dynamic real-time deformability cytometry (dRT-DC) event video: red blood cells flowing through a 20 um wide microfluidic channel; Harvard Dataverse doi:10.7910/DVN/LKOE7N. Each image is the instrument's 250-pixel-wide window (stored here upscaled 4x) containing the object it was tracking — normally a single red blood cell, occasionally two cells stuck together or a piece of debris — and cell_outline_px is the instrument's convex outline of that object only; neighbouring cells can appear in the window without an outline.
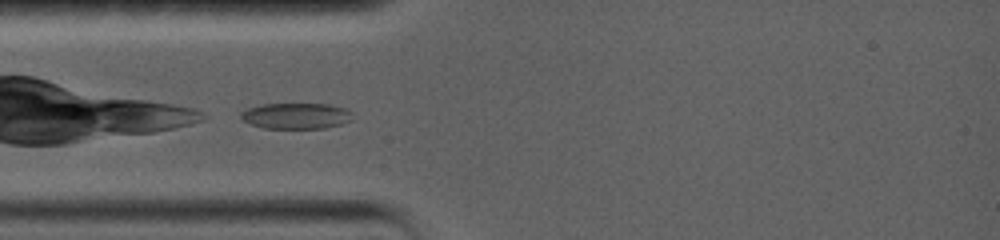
{"species": "common noctule bat (a hibernating species)", "species_latin": "Nyctalus noctula", "temperature_condition": "warm", "stored_images_in_passage": 10, "camera_frame_rate_fps": 5000, "um_per_image_px": 0.085, "animal": {"sex": "female", "body_mass_g": 19.0, "forearm_length_mm": 56.7}, "frame": {"image": 1, "passage_image": 2, "time_ms": 0.4, "image_size_px": [1000, 240], "cell_outline_px": [[352, 120], [340, 124], [324, 128], [264, 128], [240, 120], [240, 112], [248, 108], [260, 104], [328, 104], [344, 108], [352, 112]], "centroid_in_image_um": [25.14, 9.84], "position_along_channel_um": 59.9, "area_um2": 16.88}}
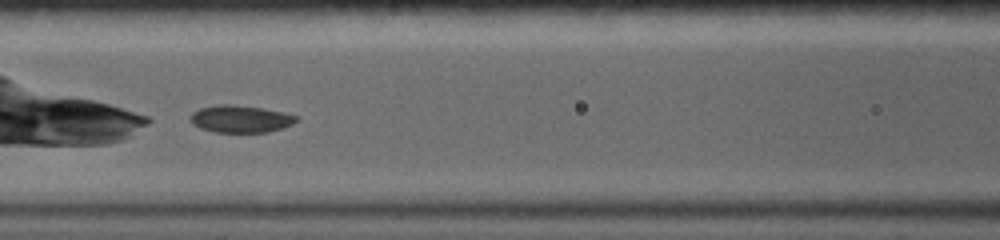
{"frame": {"image": 2, "passage_image": 6, "time_ms": 2.8, "image_size_px": [1000, 240], "cell_outline_px": [[300, 120], [284, 128], [268, 132], [216, 132], [200, 128], [192, 124], [188, 116], [192, 112], [200, 108], [216, 104], [232, 104], [264, 108], [284, 112], [300, 116]], "centroid_in_image_um": [20.47, 10.1], "position_along_channel_um": 146.1, "area_um2": 17.22}}
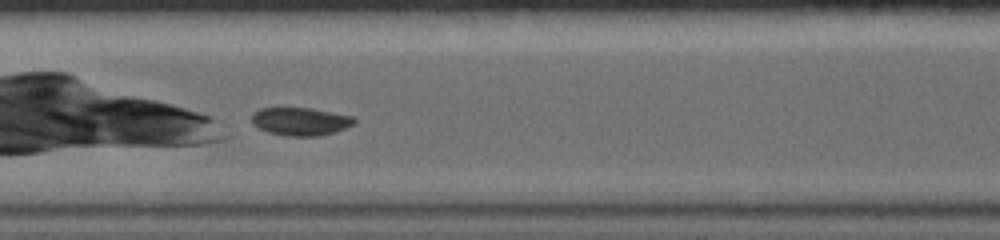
{"frame": {"image": 3, "passage_image": 9, "time_ms": 3.8, "image_size_px": [1000, 240], "cell_outline_px": [[356, 120], [352, 124], [344, 128], [320, 136], [284, 136], [268, 132], [256, 128], [252, 124], [252, 116], [260, 108], [312, 108], [352, 116]], "centroid_in_image_um": [25.5, 10.33], "position_along_channel_um": 181.9, "area_um2": 16.65}}